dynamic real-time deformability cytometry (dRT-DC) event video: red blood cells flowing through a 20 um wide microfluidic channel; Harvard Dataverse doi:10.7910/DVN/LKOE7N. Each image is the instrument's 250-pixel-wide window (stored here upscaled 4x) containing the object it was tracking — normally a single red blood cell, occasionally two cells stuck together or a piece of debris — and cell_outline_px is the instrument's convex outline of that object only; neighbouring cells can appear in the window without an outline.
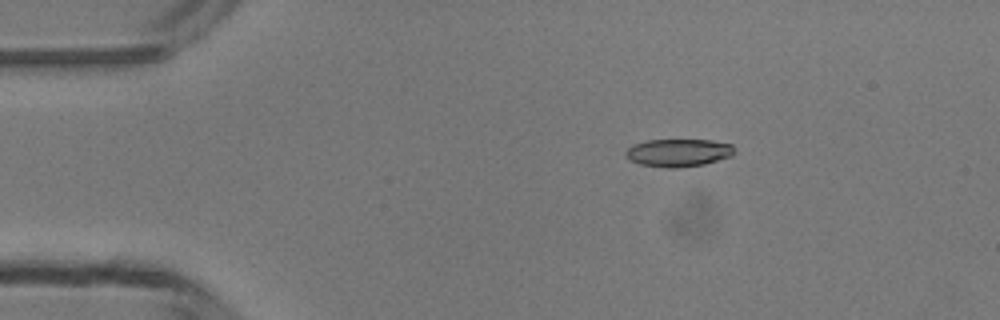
{"species": "common noctule bat (a hibernating species)", "species_latin": "Nyctalus noctula", "temperature_condition": "room temperature", "stored_images_in_passage": 3, "camera_frame_rate_fps": 3000, "um_per_image_px": 0.085, "animal": {"sex": "male", "body_mass_g": 13.3}, "frame": {"image": 1, "passage_image": 2, "time_ms": 1.333, "image_size_px": [1000, 320], "cell_outline_px": [[736, 152], [732, 156], [704, 164], [680, 168], [668, 168], [640, 164], [628, 160], [624, 156], [624, 152], [632, 144], [648, 140], [712, 140], [732, 144], [736, 148]], "centroid_in_image_um": [57.66, 12.98], "position_along_channel_um": 27.3, "area_um2": 17.92}}